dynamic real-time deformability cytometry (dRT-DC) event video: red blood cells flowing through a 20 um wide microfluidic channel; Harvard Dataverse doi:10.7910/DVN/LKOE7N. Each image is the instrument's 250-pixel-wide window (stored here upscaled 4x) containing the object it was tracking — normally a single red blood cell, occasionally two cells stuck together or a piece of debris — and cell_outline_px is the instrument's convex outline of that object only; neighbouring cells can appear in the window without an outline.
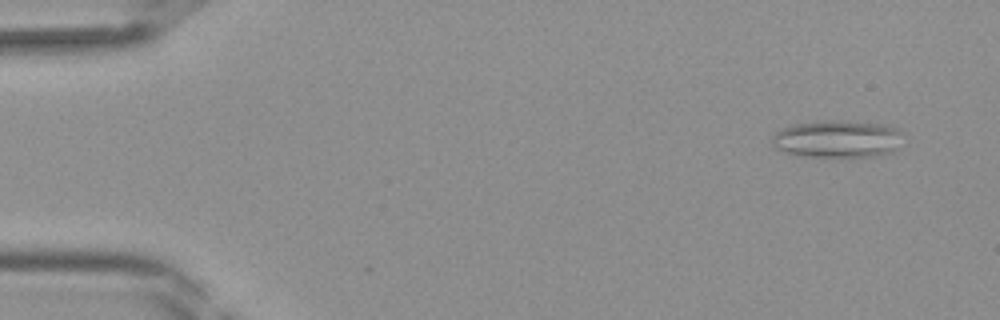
{"species": "Egyptian fruit bat (a non-hibernating species)", "species_latin": "Rousettus aegyptiacus", "temperature_condition": "room temperature", "stored_images_in_passage": 41, "camera_frame_rate_fps": 3000, "um_per_image_px": 0.085, "frame": {"image": 1, "passage_image": 3, "time_ms": 0.667, "image_size_px": [1000, 320], "cell_outline_px": [[900, 132], [896, 148], [892, 152], [876, 156], [796, 156], [772, 148], [772, 136], [780, 128], [788, 124], [820, 120], [836, 120], [884, 124], [896, 128]], "centroid_in_image_um": [71.05, 11.8], "position_along_channel_um": 13.9, "area_um2": 28.73}}
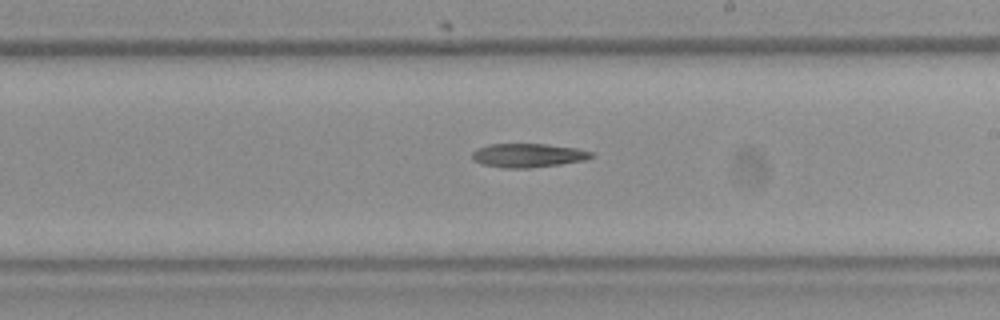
{"frame": {"image": 2, "passage_image": 24, "time_ms": 7.667, "image_size_px": [1000, 320], "cell_outline_px": [[596, 156], [584, 160], [560, 164], [532, 168], [504, 168], [484, 164], [472, 160], [472, 152], [476, 148], [492, 144], [544, 144], [576, 148], [592, 152]], "centroid_in_image_um": [44.88, 13.21], "position_along_channel_um": 244.1, "area_um2": 16.53}}
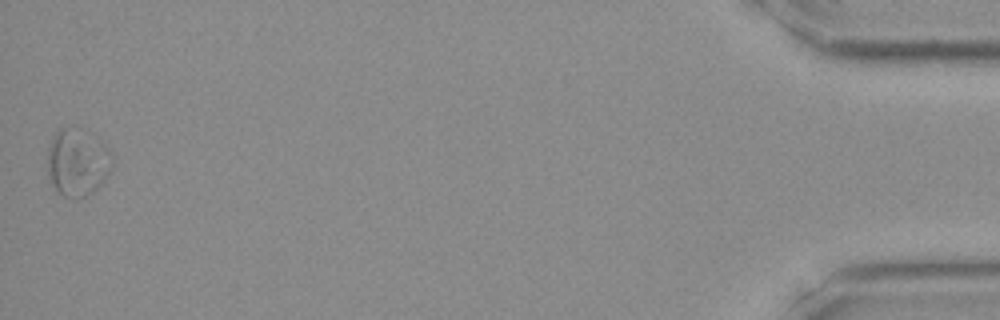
{"frame": {"image": 3, "passage_image": 41, "time_ms": 13.333, "image_size_px": [1000, 320], "cell_outline_px": [[116, 156], [112, 168], [108, 176], [92, 192], [84, 196], [64, 196], [52, 184], [48, 176], [48, 144], [56, 128], [68, 128], [100, 140]], "centroid_in_image_um": [6.6, 13.8], "position_along_channel_um": 428.6, "area_um2": 25.09}}